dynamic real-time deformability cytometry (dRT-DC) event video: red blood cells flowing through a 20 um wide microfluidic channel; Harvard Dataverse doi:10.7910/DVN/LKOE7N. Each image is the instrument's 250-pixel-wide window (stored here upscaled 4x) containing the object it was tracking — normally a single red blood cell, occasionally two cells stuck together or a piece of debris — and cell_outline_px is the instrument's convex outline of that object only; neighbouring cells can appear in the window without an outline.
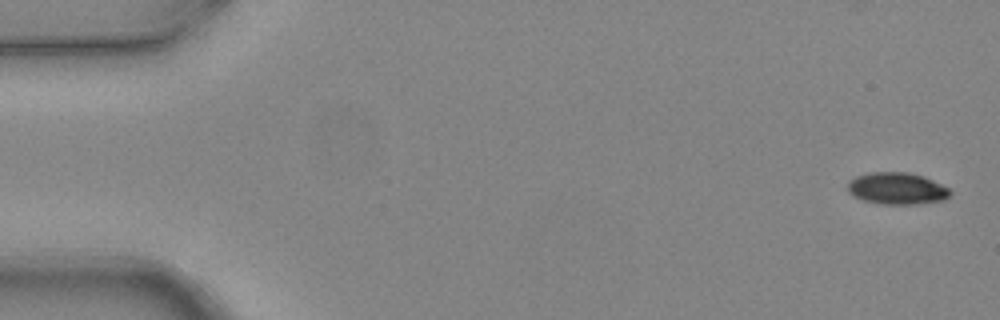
{"species": "common noctule bat (a hibernating species)", "species_latin": "Nyctalus noctula", "temperature_condition": "warm", "stored_images_in_passage": 5, "camera_frame_rate_fps": 3000, "um_per_image_px": 0.085, "animal": {"sex": "female", "body_mass_g": 24.6, "forearm_length_mm": 56.2}, "frame": {"image": 1, "passage_image": 1, "time_ms": 0.0, "image_size_px": [1000, 320], "cell_outline_px": [[952, 192], [944, 200], [916, 204], [880, 204], [864, 200], [852, 196], [848, 192], [848, 180], [856, 176], [872, 172], [908, 172], [924, 176], [948, 188]], "centroid_in_image_um": [76.21, 16.02], "position_along_channel_um": 8.8, "area_um2": 19.07}}
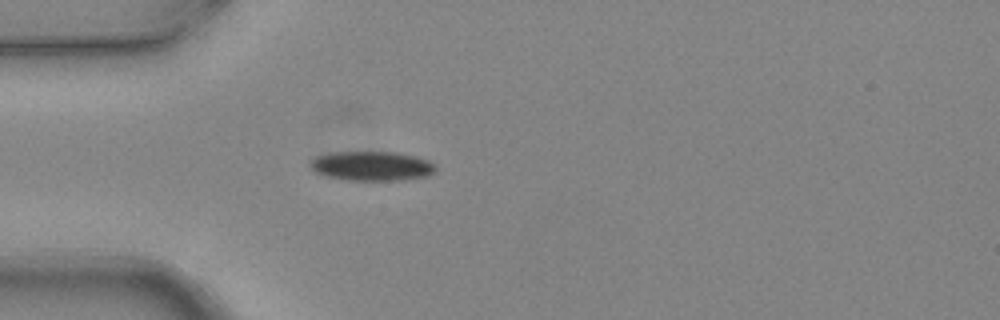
{"frame": {"image": 2, "passage_image": 5, "time_ms": 1.333, "image_size_px": [1000, 320], "cell_outline_px": [[436, 172], [428, 176], [404, 180], [348, 180], [328, 176], [316, 172], [308, 164], [316, 156], [332, 152], [396, 152], [416, 156], [428, 160], [436, 164]], "centroid_in_image_um": [31.66, 14.11], "position_along_channel_um": 53.3, "area_um2": 21.62}}